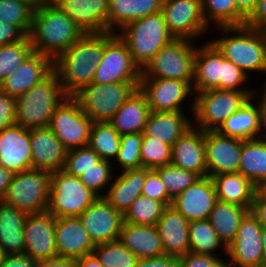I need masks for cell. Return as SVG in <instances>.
Masks as SVG:
<instances>
[{
  "label": "cell",
  "instance_id": "6da1fadb",
  "mask_svg": "<svg viewBox=\"0 0 266 267\" xmlns=\"http://www.w3.org/2000/svg\"><path fill=\"white\" fill-rule=\"evenodd\" d=\"M104 49L105 32L83 34L53 60V71L68 97L92 83Z\"/></svg>",
  "mask_w": 266,
  "mask_h": 267
},
{
  "label": "cell",
  "instance_id": "7a4b0ae2",
  "mask_svg": "<svg viewBox=\"0 0 266 267\" xmlns=\"http://www.w3.org/2000/svg\"><path fill=\"white\" fill-rule=\"evenodd\" d=\"M214 31H217L219 36L209 40L224 58L234 63L250 78L255 73V79L259 76L260 82L264 80L261 76L266 78L263 77L266 76V43L261 31L245 25L217 27L213 33Z\"/></svg>",
  "mask_w": 266,
  "mask_h": 267
},
{
  "label": "cell",
  "instance_id": "3957f363",
  "mask_svg": "<svg viewBox=\"0 0 266 267\" xmlns=\"http://www.w3.org/2000/svg\"><path fill=\"white\" fill-rule=\"evenodd\" d=\"M84 33L52 1L33 11L29 34L33 52L54 60Z\"/></svg>",
  "mask_w": 266,
  "mask_h": 267
},
{
  "label": "cell",
  "instance_id": "277c9868",
  "mask_svg": "<svg viewBox=\"0 0 266 267\" xmlns=\"http://www.w3.org/2000/svg\"><path fill=\"white\" fill-rule=\"evenodd\" d=\"M68 96L52 71L28 92L16 97V124L35 129L49 127L54 110Z\"/></svg>",
  "mask_w": 266,
  "mask_h": 267
},
{
  "label": "cell",
  "instance_id": "5b68a950",
  "mask_svg": "<svg viewBox=\"0 0 266 267\" xmlns=\"http://www.w3.org/2000/svg\"><path fill=\"white\" fill-rule=\"evenodd\" d=\"M117 34L127 44L141 71L162 47L175 39L161 12L129 22Z\"/></svg>",
  "mask_w": 266,
  "mask_h": 267
},
{
  "label": "cell",
  "instance_id": "8992f818",
  "mask_svg": "<svg viewBox=\"0 0 266 267\" xmlns=\"http://www.w3.org/2000/svg\"><path fill=\"white\" fill-rule=\"evenodd\" d=\"M139 89V82L91 83L71 98L95 122H109L122 105Z\"/></svg>",
  "mask_w": 266,
  "mask_h": 267
},
{
  "label": "cell",
  "instance_id": "52a82bcc",
  "mask_svg": "<svg viewBox=\"0 0 266 267\" xmlns=\"http://www.w3.org/2000/svg\"><path fill=\"white\" fill-rule=\"evenodd\" d=\"M253 96L255 91L211 89L195 93L192 125L203 131H216Z\"/></svg>",
  "mask_w": 266,
  "mask_h": 267
},
{
  "label": "cell",
  "instance_id": "ba28073f",
  "mask_svg": "<svg viewBox=\"0 0 266 267\" xmlns=\"http://www.w3.org/2000/svg\"><path fill=\"white\" fill-rule=\"evenodd\" d=\"M196 51V41L174 39L155 54L141 71V78L175 79L192 85Z\"/></svg>",
  "mask_w": 266,
  "mask_h": 267
},
{
  "label": "cell",
  "instance_id": "9c48e42d",
  "mask_svg": "<svg viewBox=\"0 0 266 267\" xmlns=\"http://www.w3.org/2000/svg\"><path fill=\"white\" fill-rule=\"evenodd\" d=\"M52 173L29 169L15 173L2 202L27 214L48 209Z\"/></svg>",
  "mask_w": 266,
  "mask_h": 267
},
{
  "label": "cell",
  "instance_id": "30bf717a",
  "mask_svg": "<svg viewBox=\"0 0 266 267\" xmlns=\"http://www.w3.org/2000/svg\"><path fill=\"white\" fill-rule=\"evenodd\" d=\"M98 198L79 177L68 175L62 170L54 171L47 211L56 218L77 217Z\"/></svg>",
  "mask_w": 266,
  "mask_h": 267
},
{
  "label": "cell",
  "instance_id": "8fae6325",
  "mask_svg": "<svg viewBox=\"0 0 266 267\" xmlns=\"http://www.w3.org/2000/svg\"><path fill=\"white\" fill-rule=\"evenodd\" d=\"M139 89L146 96L152 112L194 110L195 93L189 82L164 78H141Z\"/></svg>",
  "mask_w": 266,
  "mask_h": 267
},
{
  "label": "cell",
  "instance_id": "7c38bea8",
  "mask_svg": "<svg viewBox=\"0 0 266 267\" xmlns=\"http://www.w3.org/2000/svg\"><path fill=\"white\" fill-rule=\"evenodd\" d=\"M141 70L135 64L127 44L117 33L105 32L103 58L97 67L93 83L140 82Z\"/></svg>",
  "mask_w": 266,
  "mask_h": 267
},
{
  "label": "cell",
  "instance_id": "4fadbf2b",
  "mask_svg": "<svg viewBox=\"0 0 266 267\" xmlns=\"http://www.w3.org/2000/svg\"><path fill=\"white\" fill-rule=\"evenodd\" d=\"M161 13L175 39L200 43L199 39L203 37V42L204 35L212 32L204 19L200 0H163Z\"/></svg>",
  "mask_w": 266,
  "mask_h": 267
},
{
  "label": "cell",
  "instance_id": "5bb4252c",
  "mask_svg": "<svg viewBox=\"0 0 266 267\" xmlns=\"http://www.w3.org/2000/svg\"><path fill=\"white\" fill-rule=\"evenodd\" d=\"M93 121L71 98L54 110L49 128L67 150L88 146Z\"/></svg>",
  "mask_w": 266,
  "mask_h": 267
},
{
  "label": "cell",
  "instance_id": "9a60e30c",
  "mask_svg": "<svg viewBox=\"0 0 266 267\" xmlns=\"http://www.w3.org/2000/svg\"><path fill=\"white\" fill-rule=\"evenodd\" d=\"M262 226L249 212L234 241L227 247L229 267H263Z\"/></svg>",
  "mask_w": 266,
  "mask_h": 267
},
{
  "label": "cell",
  "instance_id": "2e32d148",
  "mask_svg": "<svg viewBox=\"0 0 266 267\" xmlns=\"http://www.w3.org/2000/svg\"><path fill=\"white\" fill-rule=\"evenodd\" d=\"M77 218L95 246L119 240L124 215L104 197H99Z\"/></svg>",
  "mask_w": 266,
  "mask_h": 267
},
{
  "label": "cell",
  "instance_id": "e0dca14e",
  "mask_svg": "<svg viewBox=\"0 0 266 267\" xmlns=\"http://www.w3.org/2000/svg\"><path fill=\"white\" fill-rule=\"evenodd\" d=\"M56 217L48 211L28 214L23 228L24 253L37 262L58 257L55 243Z\"/></svg>",
  "mask_w": 266,
  "mask_h": 267
},
{
  "label": "cell",
  "instance_id": "ac0fdd59",
  "mask_svg": "<svg viewBox=\"0 0 266 267\" xmlns=\"http://www.w3.org/2000/svg\"><path fill=\"white\" fill-rule=\"evenodd\" d=\"M242 141L217 131H205L207 176L239 172Z\"/></svg>",
  "mask_w": 266,
  "mask_h": 267
},
{
  "label": "cell",
  "instance_id": "d6986e66",
  "mask_svg": "<svg viewBox=\"0 0 266 267\" xmlns=\"http://www.w3.org/2000/svg\"><path fill=\"white\" fill-rule=\"evenodd\" d=\"M217 200L213 180L206 176L176 195L171 206L189 222L207 220Z\"/></svg>",
  "mask_w": 266,
  "mask_h": 267
},
{
  "label": "cell",
  "instance_id": "ffe728a7",
  "mask_svg": "<svg viewBox=\"0 0 266 267\" xmlns=\"http://www.w3.org/2000/svg\"><path fill=\"white\" fill-rule=\"evenodd\" d=\"M53 71V60L32 52L13 72L0 83V90L11 97L28 92Z\"/></svg>",
  "mask_w": 266,
  "mask_h": 267
},
{
  "label": "cell",
  "instance_id": "44dd1931",
  "mask_svg": "<svg viewBox=\"0 0 266 267\" xmlns=\"http://www.w3.org/2000/svg\"><path fill=\"white\" fill-rule=\"evenodd\" d=\"M31 158L30 129L14 124L0 132L1 166L20 173L31 169Z\"/></svg>",
  "mask_w": 266,
  "mask_h": 267
},
{
  "label": "cell",
  "instance_id": "7402d4cb",
  "mask_svg": "<svg viewBox=\"0 0 266 267\" xmlns=\"http://www.w3.org/2000/svg\"><path fill=\"white\" fill-rule=\"evenodd\" d=\"M31 169L62 170L68 150L49 127L30 129Z\"/></svg>",
  "mask_w": 266,
  "mask_h": 267
},
{
  "label": "cell",
  "instance_id": "603a6c76",
  "mask_svg": "<svg viewBox=\"0 0 266 267\" xmlns=\"http://www.w3.org/2000/svg\"><path fill=\"white\" fill-rule=\"evenodd\" d=\"M171 164L207 176L205 131L193 125L172 145Z\"/></svg>",
  "mask_w": 266,
  "mask_h": 267
},
{
  "label": "cell",
  "instance_id": "cb8c5ba5",
  "mask_svg": "<svg viewBox=\"0 0 266 267\" xmlns=\"http://www.w3.org/2000/svg\"><path fill=\"white\" fill-rule=\"evenodd\" d=\"M55 243L57 256L79 259L93 253L95 245L77 217L56 218Z\"/></svg>",
  "mask_w": 266,
  "mask_h": 267
},
{
  "label": "cell",
  "instance_id": "d4e9b609",
  "mask_svg": "<svg viewBox=\"0 0 266 267\" xmlns=\"http://www.w3.org/2000/svg\"><path fill=\"white\" fill-rule=\"evenodd\" d=\"M84 33L107 31L108 0H53Z\"/></svg>",
  "mask_w": 266,
  "mask_h": 267
},
{
  "label": "cell",
  "instance_id": "484cf974",
  "mask_svg": "<svg viewBox=\"0 0 266 267\" xmlns=\"http://www.w3.org/2000/svg\"><path fill=\"white\" fill-rule=\"evenodd\" d=\"M262 105L253 96L234 114L229 116L216 130L223 136L251 140L264 136Z\"/></svg>",
  "mask_w": 266,
  "mask_h": 267
},
{
  "label": "cell",
  "instance_id": "4316f807",
  "mask_svg": "<svg viewBox=\"0 0 266 267\" xmlns=\"http://www.w3.org/2000/svg\"><path fill=\"white\" fill-rule=\"evenodd\" d=\"M166 255L181 257L189 252V221L167 206L156 224Z\"/></svg>",
  "mask_w": 266,
  "mask_h": 267
},
{
  "label": "cell",
  "instance_id": "83f0119b",
  "mask_svg": "<svg viewBox=\"0 0 266 267\" xmlns=\"http://www.w3.org/2000/svg\"><path fill=\"white\" fill-rule=\"evenodd\" d=\"M192 114L193 111H151L143 134L172 147L185 131L192 126Z\"/></svg>",
  "mask_w": 266,
  "mask_h": 267
},
{
  "label": "cell",
  "instance_id": "f1b7e54d",
  "mask_svg": "<svg viewBox=\"0 0 266 267\" xmlns=\"http://www.w3.org/2000/svg\"><path fill=\"white\" fill-rule=\"evenodd\" d=\"M146 180V168L129 169L116 173L104 199L123 215L141 195Z\"/></svg>",
  "mask_w": 266,
  "mask_h": 267
},
{
  "label": "cell",
  "instance_id": "f546056e",
  "mask_svg": "<svg viewBox=\"0 0 266 267\" xmlns=\"http://www.w3.org/2000/svg\"><path fill=\"white\" fill-rule=\"evenodd\" d=\"M119 241L138 259H151L166 255L156 226L123 222Z\"/></svg>",
  "mask_w": 266,
  "mask_h": 267
},
{
  "label": "cell",
  "instance_id": "4dcf8cb0",
  "mask_svg": "<svg viewBox=\"0 0 266 267\" xmlns=\"http://www.w3.org/2000/svg\"><path fill=\"white\" fill-rule=\"evenodd\" d=\"M202 44V45H201ZM221 78V52L208 39L198 44L195 54L194 93L219 89Z\"/></svg>",
  "mask_w": 266,
  "mask_h": 267
},
{
  "label": "cell",
  "instance_id": "1f68e13d",
  "mask_svg": "<svg viewBox=\"0 0 266 267\" xmlns=\"http://www.w3.org/2000/svg\"><path fill=\"white\" fill-rule=\"evenodd\" d=\"M163 0H108L107 31L117 33L129 22L161 12Z\"/></svg>",
  "mask_w": 266,
  "mask_h": 267
},
{
  "label": "cell",
  "instance_id": "d6a6232c",
  "mask_svg": "<svg viewBox=\"0 0 266 267\" xmlns=\"http://www.w3.org/2000/svg\"><path fill=\"white\" fill-rule=\"evenodd\" d=\"M28 214L0 201V248L5 255L24 254L23 228Z\"/></svg>",
  "mask_w": 266,
  "mask_h": 267
},
{
  "label": "cell",
  "instance_id": "836d02e7",
  "mask_svg": "<svg viewBox=\"0 0 266 267\" xmlns=\"http://www.w3.org/2000/svg\"><path fill=\"white\" fill-rule=\"evenodd\" d=\"M151 110L146 96L138 89L117 111L109 123L120 134L143 133Z\"/></svg>",
  "mask_w": 266,
  "mask_h": 267
},
{
  "label": "cell",
  "instance_id": "e575fe53",
  "mask_svg": "<svg viewBox=\"0 0 266 267\" xmlns=\"http://www.w3.org/2000/svg\"><path fill=\"white\" fill-rule=\"evenodd\" d=\"M216 189L217 199L244 207H251L259 190L249 179L239 172L211 177Z\"/></svg>",
  "mask_w": 266,
  "mask_h": 267
},
{
  "label": "cell",
  "instance_id": "d590c367",
  "mask_svg": "<svg viewBox=\"0 0 266 267\" xmlns=\"http://www.w3.org/2000/svg\"><path fill=\"white\" fill-rule=\"evenodd\" d=\"M249 212L250 207L216 201L208 220L226 247L234 241L242 220Z\"/></svg>",
  "mask_w": 266,
  "mask_h": 267
},
{
  "label": "cell",
  "instance_id": "8d00e7d4",
  "mask_svg": "<svg viewBox=\"0 0 266 267\" xmlns=\"http://www.w3.org/2000/svg\"><path fill=\"white\" fill-rule=\"evenodd\" d=\"M239 173L259 190L266 186V140L264 137L242 141Z\"/></svg>",
  "mask_w": 266,
  "mask_h": 267
},
{
  "label": "cell",
  "instance_id": "74e56055",
  "mask_svg": "<svg viewBox=\"0 0 266 267\" xmlns=\"http://www.w3.org/2000/svg\"><path fill=\"white\" fill-rule=\"evenodd\" d=\"M189 252L214 257H227V247L219 239L209 220L189 222Z\"/></svg>",
  "mask_w": 266,
  "mask_h": 267
},
{
  "label": "cell",
  "instance_id": "f35d334b",
  "mask_svg": "<svg viewBox=\"0 0 266 267\" xmlns=\"http://www.w3.org/2000/svg\"><path fill=\"white\" fill-rule=\"evenodd\" d=\"M200 2L204 19L210 28L245 25L246 19L238 12L235 0H200Z\"/></svg>",
  "mask_w": 266,
  "mask_h": 267
},
{
  "label": "cell",
  "instance_id": "ab89813d",
  "mask_svg": "<svg viewBox=\"0 0 266 267\" xmlns=\"http://www.w3.org/2000/svg\"><path fill=\"white\" fill-rule=\"evenodd\" d=\"M120 137L121 135L109 122H95L90 130L88 146L102 160L113 163L119 151Z\"/></svg>",
  "mask_w": 266,
  "mask_h": 267
},
{
  "label": "cell",
  "instance_id": "60d3db41",
  "mask_svg": "<svg viewBox=\"0 0 266 267\" xmlns=\"http://www.w3.org/2000/svg\"><path fill=\"white\" fill-rule=\"evenodd\" d=\"M165 208L162 202L140 195L124 214V222L133 225L156 226Z\"/></svg>",
  "mask_w": 266,
  "mask_h": 267
},
{
  "label": "cell",
  "instance_id": "b9f144b4",
  "mask_svg": "<svg viewBox=\"0 0 266 267\" xmlns=\"http://www.w3.org/2000/svg\"><path fill=\"white\" fill-rule=\"evenodd\" d=\"M142 140L143 133H130L121 135L119 151L116 159L112 163L116 173L142 167L140 154Z\"/></svg>",
  "mask_w": 266,
  "mask_h": 267
},
{
  "label": "cell",
  "instance_id": "7bdbcfd3",
  "mask_svg": "<svg viewBox=\"0 0 266 267\" xmlns=\"http://www.w3.org/2000/svg\"><path fill=\"white\" fill-rule=\"evenodd\" d=\"M93 254L103 267H136L139 260L119 240L96 245Z\"/></svg>",
  "mask_w": 266,
  "mask_h": 267
},
{
  "label": "cell",
  "instance_id": "ee69618b",
  "mask_svg": "<svg viewBox=\"0 0 266 267\" xmlns=\"http://www.w3.org/2000/svg\"><path fill=\"white\" fill-rule=\"evenodd\" d=\"M155 170L158 172L168 195L172 199L201 178L194 172L178 168L172 164L156 168Z\"/></svg>",
  "mask_w": 266,
  "mask_h": 267
},
{
  "label": "cell",
  "instance_id": "f6af8a7d",
  "mask_svg": "<svg viewBox=\"0 0 266 267\" xmlns=\"http://www.w3.org/2000/svg\"><path fill=\"white\" fill-rule=\"evenodd\" d=\"M33 11L20 0H0V21L18 26L27 36L32 27Z\"/></svg>",
  "mask_w": 266,
  "mask_h": 267
},
{
  "label": "cell",
  "instance_id": "bcb514c9",
  "mask_svg": "<svg viewBox=\"0 0 266 267\" xmlns=\"http://www.w3.org/2000/svg\"><path fill=\"white\" fill-rule=\"evenodd\" d=\"M116 173L113 164L100 160L97 164L83 172L79 178L81 182L99 197H104Z\"/></svg>",
  "mask_w": 266,
  "mask_h": 267
},
{
  "label": "cell",
  "instance_id": "7dc6e473",
  "mask_svg": "<svg viewBox=\"0 0 266 267\" xmlns=\"http://www.w3.org/2000/svg\"><path fill=\"white\" fill-rule=\"evenodd\" d=\"M33 52L30 37L0 46V83Z\"/></svg>",
  "mask_w": 266,
  "mask_h": 267
},
{
  "label": "cell",
  "instance_id": "c3c4849f",
  "mask_svg": "<svg viewBox=\"0 0 266 267\" xmlns=\"http://www.w3.org/2000/svg\"><path fill=\"white\" fill-rule=\"evenodd\" d=\"M172 147L143 134L140 148L142 167L156 169L171 164Z\"/></svg>",
  "mask_w": 266,
  "mask_h": 267
},
{
  "label": "cell",
  "instance_id": "681fc988",
  "mask_svg": "<svg viewBox=\"0 0 266 267\" xmlns=\"http://www.w3.org/2000/svg\"><path fill=\"white\" fill-rule=\"evenodd\" d=\"M252 80L234 63L224 58L221 54V78H219V89L234 91H255L249 84ZM248 85V86H247Z\"/></svg>",
  "mask_w": 266,
  "mask_h": 267
},
{
  "label": "cell",
  "instance_id": "f907efd6",
  "mask_svg": "<svg viewBox=\"0 0 266 267\" xmlns=\"http://www.w3.org/2000/svg\"><path fill=\"white\" fill-rule=\"evenodd\" d=\"M100 160L101 157L89 146L71 149L68 150L62 171L68 175L79 177Z\"/></svg>",
  "mask_w": 266,
  "mask_h": 267
},
{
  "label": "cell",
  "instance_id": "816d5d0a",
  "mask_svg": "<svg viewBox=\"0 0 266 267\" xmlns=\"http://www.w3.org/2000/svg\"><path fill=\"white\" fill-rule=\"evenodd\" d=\"M141 195L162 202L166 207L171 206L172 203V198L168 195L166 187L155 169L146 168V180Z\"/></svg>",
  "mask_w": 266,
  "mask_h": 267
},
{
  "label": "cell",
  "instance_id": "f5cc1de1",
  "mask_svg": "<svg viewBox=\"0 0 266 267\" xmlns=\"http://www.w3.org/2000/svg\"><path fill=\"white\" fill-rule=\"evenodd\" d=\"M226 258L188 252L178 258V267H229Z\"/></svg>",
  "mask_w": 266,
  "mask_h": 267
},
{
  "label": "cell",
  "instance_id": "db71d44e",
  "mask_svg": "<svg viewBox=\"0 0 266 267\" xmlns=\"http://www.w3.org/2000/svg\"><path fill=\"white\" fill-rule=\"evenodd\" d=\"M16 99L0 90V132L16 124Z\"/></svg>",
  "mask_w": 266,
  "mask_h": 267
},
{
  "label": "cell",
  "instance_id": "11a10c76",
  "mask_svg": "<svg viewBox=\"0 0 266 267\" xmlns=\"http://www.w3.org/2000/svg\"><path fill=\"white\" fill-rule=\"evenodd\" d=\"M27 35L18 27L0 21V46L24 40Z\"/></svg>",
  "mask_w": 266,
  "mask_h": 267
},
{
  "label": "cell",
  "instance_id": "9f6ffc18",
  "mask_svg": "<svg viewBox=\"0 0 266 267\" xmlns=\"http://www.w3.org/2000/svg\"><path fill=\"white\" fill-rule=\"evenodd\" d=\"M245 26L259 31L266 28V0H258L254 12L246 20Z\"/></svg>",
  "mask_w": 266,
  "mask_h": 267
},
{
  "label": "cell",
  "instance_id": "6f0895ef",
  "mask_svg": "<svg viewBox=\"0 0 266 267\" xmlns=\"http://www.w3.org/2000/svg\"><path fill=\"white\" fill-rule=\"evenodd\" d=\"M250 212L262 227H266V194L258 190L250 207Z\"/></svg>",
  "mask_w": 266,
  "mask_h": 267
},
{
  "label": "cell",
  "instance_id": "680465c9",
  "mask_svg": "<svg viewBox=\"0 0 266 267\" xmlns=\"http://www.w3.org/2000/svg\"><path fill=\"white\" fill-rule=\"evenodd\" d=\"M38 262L24 254L5 255L0 267H37Z\"/></svg>",
  "mask_w": 266,
  "mask_h": 267
},
{
  "label": "cell",
  "instance_id": "91938a15",
  "mask_svg": "<svg viewBox=\"0 0 266 267\" xmlns=\"http://www.w3.org/2000/svg\"><path fill=\"white\" fill-rule=\"evenodd\" d=\"M136 267H178V257L165 255L151 259H139Z\"/></svg>",
  "mask_w": 266,
  "mask_h": 267
},
{
  "label": "cell",
  "instance_id": "94428289",
  "mask_svg": "<svg viewBox=\"0 0 266 267\" xmlns=\"http://www.w3.org/2000/svg\"><path fill=\"white\" fill-rule=\"evenodd\" d=\"M37 267H76V259L56 257L50 260L39 261Z\"/></svg>",
  "mask_w": 266,
  "mask_h": 267
},
{
  "label": "cell",
  "instance_id": "6125c7cd",
  "mask_svg": "<svg viewBox=\"0 0 266 267\" xmlns=\"http://www.w3.org/2000/svg\"><path fill=\"white\" fill-rule=\"evenodd\" d=\"M238 12L247 20L254 12L258 0H235Z\"/></svg>",
  "mask_w": 266,
  "mask_h": 267
},
{
  "label": "cell",
  "instance_id": "be15d7a7",
  "mask_svg": "<svg viewBox=\"0 0 266 267\" xmlns=\"http://www.w3.org/2000/svg\"><path fill=\"white\" fill-rule=\"evenodd\" d=\"M14 173L0 165V201L4 198Z\"/></svg>",
  "mask_w": 266,
  "mask_h": 267
},
{
  "label": "cell",
  "instance_id": "e7e4bbea",
  "mask_svg": "<svg viewBox=\"0 0 266 267\" xmlns=\"http://www.w3.org/2000/svg\"><path fill=\"white\" fill-rule=\"evenodd\" d=\"M76 267H103L98 258L92 253L76 260Z\"/></svg>",
  "mask_w": 266,
  "mask_h": 267
},
{
  "label": "cell",
  "instance_id": "03108f58",
  "mask_svg": "<svg viewBox=\"0 0 266 267\" xmlns=\"http://www.w3.org/2000/svg\"><path fill=\"white\" fill-rule=\"evenodd\" d=\"M261 83V89L255 87V97L262 105L263 123L266 125V79ZM264 84V85H263Z\"/></svg>",
  "mask_w": 266,
  "mask_h": 267
},
{
  "label": "cell",
  "instance_id": "003e7915",
  "mask_svg": "<svg viewBox=\"0 0 266 267\" xmlns=\"http://www.w3.org/2000/svg\"><path fill=\"white\" fill-rule=\"evenodd\" d=\"M26 3L33 10L39 9L41 6L52 2L53 0H20Z\"/></svg>",
  "mask_w": 266,
  "mask_h": 267
},
{
  "label": "cell",
  "instance_id": "a7ac6f4b",
  "mask_svg": "<svg viewBox=\"0 0 266 267\" xmlns=\"http://www.w3.org/2000/svg\"><path fill=\"white\" fill-rule=\"evenodd\" d=\"M262 255L263 267H266V227H262Z\"/></svg>",
  "mask_w": 266,
  "mask_h": 267
},
{
  "label": "cell",
  "instance_id": "89a4df30",
  "mask_svg": "<svg viewBox=\"0 0 266 267\" xmlns=\"http://www.w3.org/2000/svg\"><path fill=\"white\" fill-rule=\"evenodd\" d=\"M4 256H5V253H4V251L0 248V265H1V263L3 262Z\"/></svg>",
  "mask_w": 266,
  "mask_h": 267
},
{
  "label": "cell",
  "instance_id": "2644e50d",
  "mask_svg": "<svg viewBox=\"0 0 266 267\" xmlns=\"http://www.w3.org/2000/svg\"><path fill=\"white\" fill-rule=\"evenodd\" d=\"M261 33L264 37L265 43H266V28H264L263 30H261Z\"/></svg>",
  "mask_w": 266,
  "mask_h": 267
},
{
  "label": "cell",
  "instance_id": "8c879c8a",
  "mask_svg": "<svg viewBox=\"0 0 266 267\" xmlns=\"http://www.w3.org/2000/svg\"><path fill=\"white\" fill-rule=\"evenodd\" d=\"M264 127H265V129H264V138H265V140H266V125H264Z\"/></svg>",
  "mask_w": 266,
  "mask_h": 267
},
{
  "label": "cell",
  "instance_id": "753ad0ef",
  "mask_svg": "<svg viewBox=\"0 0 266 267\" xmlns=\"http://www.w3.org/2000/svg\"><path fill=\"white\" fill-rule=\"evenodd\" d=\"M262 191L266 194V186L262 189Z\"/></svg>",
  "mask_w": 266,
  "mask_h": 267
}]
</instances>
